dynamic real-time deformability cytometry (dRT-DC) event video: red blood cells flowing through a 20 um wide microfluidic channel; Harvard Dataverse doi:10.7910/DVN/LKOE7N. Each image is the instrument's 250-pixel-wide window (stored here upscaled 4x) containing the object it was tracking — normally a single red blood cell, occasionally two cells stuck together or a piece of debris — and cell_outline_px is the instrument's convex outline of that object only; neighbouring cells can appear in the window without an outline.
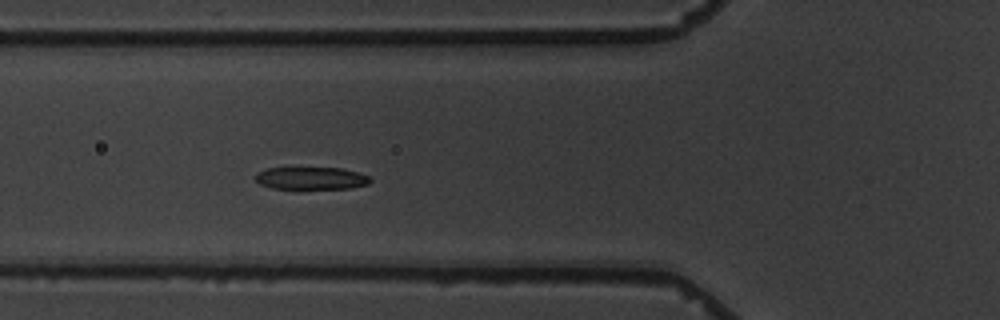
{"species": "common noctule bat (a hibernating species)", "species_latin": "Nyctalus noctula", "temperature_condition": "warm", "stored_images_in_passage": 6, "camera_frame_rate_fps": 3000, "um_per_image_px": 0.085, "animal": {"sex": "male", "body_mass_g": 19.5, "forearm_length_mm": 54.6}, "frame": {"image": 1, "passage_image": 6, "time_ms": 6.333, "image_size_px": [1000, 320], "cell_outline_px": [[372, 180], [368, 184], [352, 188], [272, 188], [260, 184], [256, 180], [256, 172], [268, 168], [340, 168], [360, 172], [368, 176]], "centroid_in_image_um": [26.47, 15.14], "position_along_channel_um": 99.3, "area_um2": 14.91}}